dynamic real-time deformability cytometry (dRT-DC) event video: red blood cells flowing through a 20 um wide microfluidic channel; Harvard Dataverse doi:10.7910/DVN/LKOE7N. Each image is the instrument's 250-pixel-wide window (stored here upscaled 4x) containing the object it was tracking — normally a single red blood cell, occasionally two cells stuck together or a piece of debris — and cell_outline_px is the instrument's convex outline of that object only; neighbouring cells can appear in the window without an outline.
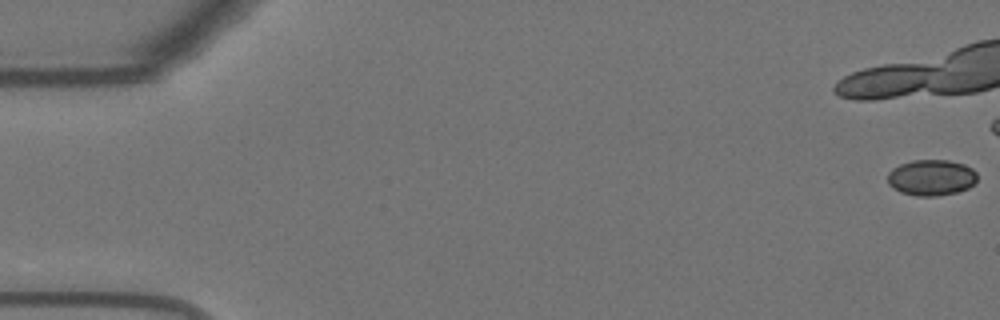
{"species": "Egyptian fruit bat (a non-hibernating species)", "species_latin": "Rousettus aegyptiacus", "temperature_condition": "warm", "stored_images_in_passage": 44, "camera_frame_rate_fps": 3000, "um_per_image_px": 0.085, "animal": {"sex": "female"}, "frame": {"image": 1, "passage_image": 1, "time_ms": 0.0, "image_size_px": [1000, 320], "cell_outline_px": [[976, 180], [968, 188], [956, 192], [936, 196], [916, 196], [900, 192], [892, 188], [888, 184], [888, 172], [892, 168], [900, 164], [912, 160], [948, 160], [964, 164], [972, 168], [976, 172]], "centroid_in_image_um": [79.13, 15.09], "position_along_channel_um": 5.9, "area_um2": 18.84}}